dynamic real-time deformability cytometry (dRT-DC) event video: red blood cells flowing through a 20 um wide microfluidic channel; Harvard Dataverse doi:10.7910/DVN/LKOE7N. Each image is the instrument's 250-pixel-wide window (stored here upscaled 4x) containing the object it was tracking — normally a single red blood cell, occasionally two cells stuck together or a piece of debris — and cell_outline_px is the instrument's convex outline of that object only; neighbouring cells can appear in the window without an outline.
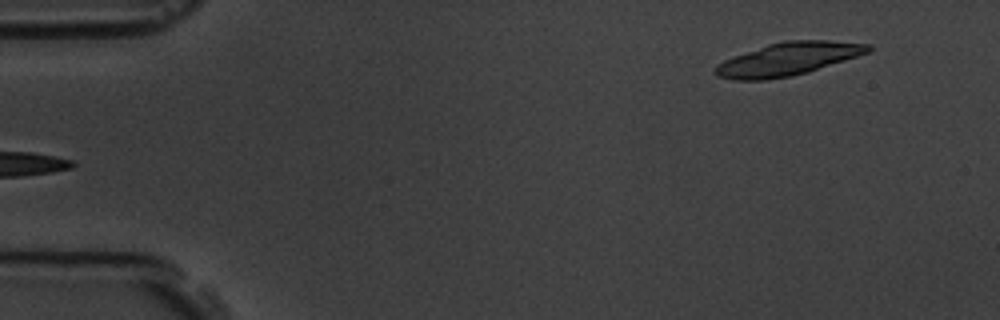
{"species": "common noctule bat (a hibernating species)", "species_latin": "Nyctalus noctula", "temperature_condition": "room temperature", "stored_images_in_passage": 3, "camera_frame_rate_fps": 3000, "um_per_image_px": 0.085, "animal": {"sex": "male", "body_mass_g": 19.5, "forearm_length_mm": 54.6}, "frame": {"image": 1, "passage_image": 3, "time_ms": 2.333, "image_size_px": [1000, 320], "cell_outline_px": [[872, 48], [868, 52], [808, 72], [792, 76], [764, 80], [732, 80], [716, 76], [712, 72], [712, 68], [716, 64], [732, 56], [768, 44], [784, 40], [828, 40], [872, 44]], "centroid_in_image_um": [66.91, 5.02], "position_along_channel_um": 18.1, "area_um2": 29.54}}